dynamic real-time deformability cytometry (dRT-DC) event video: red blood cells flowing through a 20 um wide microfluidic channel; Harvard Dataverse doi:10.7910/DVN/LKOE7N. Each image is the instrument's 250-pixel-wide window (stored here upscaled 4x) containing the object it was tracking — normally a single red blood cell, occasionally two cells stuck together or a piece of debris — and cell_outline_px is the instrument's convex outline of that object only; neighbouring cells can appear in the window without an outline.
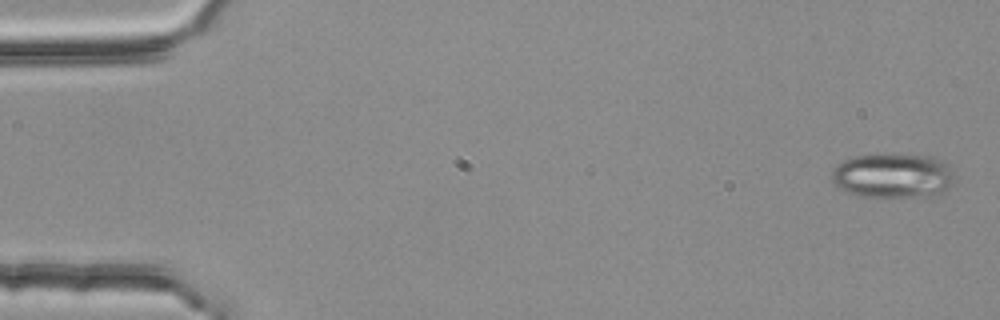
{"species": "common noctule bat (a hibernating species)", "species_latin": "Nyctalus noctula", "temperature_condition": "room temperature", "stored_images_in_passage": 3, "camera_frame_rate_fps": 3000, "um_per_image_px": 0.085, "animal": {"sex": "female", "body_mass_g": 25.1}, "frame": {"image": 1, "passage_image": 1, "time_ms": 0.0, "image_size_px": [1000, 320], "cell_outline_px": [[956, 184], [944, 192], [936, 196], [860, 196], [844, 192], [832, 180], [832, 172], [836, 164], [852, 156], [932, 156], [944, 160]], "centroid_in_image_um": [75.92, 14.96], "position_along_channel_um": 9.1, "area_um2": 31.56}}